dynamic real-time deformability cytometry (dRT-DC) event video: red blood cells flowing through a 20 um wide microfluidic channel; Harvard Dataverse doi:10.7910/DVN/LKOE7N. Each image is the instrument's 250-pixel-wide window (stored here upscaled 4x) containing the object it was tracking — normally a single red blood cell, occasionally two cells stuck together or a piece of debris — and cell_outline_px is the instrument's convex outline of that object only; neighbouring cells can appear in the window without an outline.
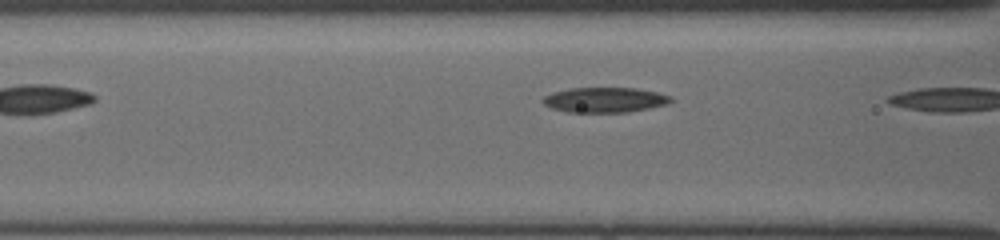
{"species": "common noctule bat (a hibernating species)", "species_latin": "Nyctalus noctula", "temperature_condition": "cold", "stored_images_in_passage": 8, "camera_frame_rate_fps": 3000, "um_per_image_px": 0.085, "animal": {"sex": "female", "body_mass_g": 19.5, "forearm_length_mm": 54.1}, "frame": {"image": 1, "passage_image": 7, "time_ms": 2.0, "image_size_px": [1000, 240], "cell_outline_px": [[672, 100], [668, 104], [628, 112], [568, 112], [552, 108], [544, 104], [540, 100], [544, 96], [552, 92], [572, 88], [636, 88], [656, 92], [672, 96]], "centroid_in_image_um": [51.39, 8.49], "position_along_channel_um": 115.2, "area_um2": 18.67}}